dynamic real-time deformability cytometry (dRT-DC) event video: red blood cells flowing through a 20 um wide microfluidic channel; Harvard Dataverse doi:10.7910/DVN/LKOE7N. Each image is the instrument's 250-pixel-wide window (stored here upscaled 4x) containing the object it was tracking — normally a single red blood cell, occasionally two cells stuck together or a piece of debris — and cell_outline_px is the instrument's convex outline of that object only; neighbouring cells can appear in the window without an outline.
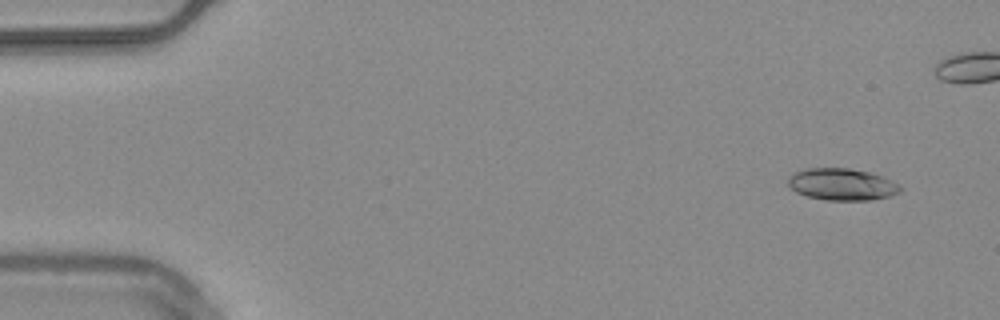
{"species": "common noctule bat (a hibernating species)", "species_latin": "Nyctalus noctula", "temperature_condition": "warm", "stored_images_in_passage": 40, "camera_frame_rate_fps": 3000, "um_per_image_px": 0.085, "animal": {"sex": "male", "body_mass_g": 20.4}, "frame": {"image": 1, "passage_image": 2, "time_ms": 0.333, "image_size_px": [1000, 320], "cell_outline_px": [[904, 188], [900, 192], [888, 196], [872, 200], [824, 200], [808, 196], [796, 192], [788, 184], [788, 180], [796, 172], [804, 168], [848, 168], [872, 172], [892, 180]], "centroid_in_image_um": [71.61, 15.67], "position_along_channel_um": 13.4, "area_um2": 20.87}}